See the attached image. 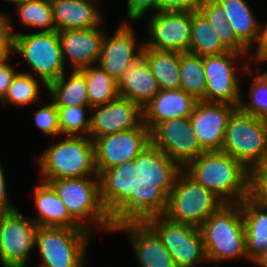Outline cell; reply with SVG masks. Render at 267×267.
<instances>
[{"label": "cell", "mask_w": 267, "mask_h": 267, "mask_svg": "<svg viewBox=\"0 0 267 267\" xmlns=\"http://www.w3.org/2000/svg\"><path fill=\"white\" fill-rule=\"evenodd\" d=\"M35 187L34 201L38 217L31 218L38 226L83 228L70 214L67 206L58 197L48 182Z\"/></svg>", "instance_id": "cb8c5ba5"}, {"label": "cell", "mask_w": 267, "mask_h": 267, "mask_svg": "<svg viewBox=\"0 0 267 267\" xmlns=\"http://www.w3.org/2000/svg\"><path fill=\"white\" fill-rule=\"evenodd\" d=\"M51 103L37 110L34 115L35 125L46 135H61L58 125V111L55 104Z\"/></svg>", "instance_id": "d590c367"}, {"label": "cell", "mask_w": 267, "mask_h": 267, "mask_svg": "<svg viewBox=\"0 0 267 267\" xmlns=\"http://www.w3.org/2000/svg\"><path fill=\"white\" fill-rule=\"evenodd\" d=\"M226 13L227 23L237 37L249 48L253 44L256 52L263 42L265 26L254 17L253 9L246 0H216Z\"/></svg>", "instance_id": "603a6c76"}, {"label": "cell", "mask_w": 267, "mask_h": 267, "mask_svg": "<svg viewBox=\"0 0 267 267\" xmlns=\"http://www.w3.org/2000/svg\"><path fill=\"white\" fill-rule=\"evenodd\" d=\"M202 0H160V11H197Z\"/></svg>", "instance_id": "60d3db41"}, {"label": "cell", "mask_w": 267, "mask_h": 267, "mask_svg": "<svg viewBox=\"0 0 267 267\" xmlns=\"http://www.w3.org/2000/svg\"><path fill=\"white\" fill-rule=\"evenodd\" d=\"M192 11H158L148 22L150 38L146 48L159 51L189 52L191 44Z\"/></svg>", "instance_id": "9a60e30c"}, {"label": "cell", "mask_w": 267, "mask_h": 267, "mask_svg": "<svg viewBox=\"0 0 267 267\" xmlns=\"http://www.w3.org/2000/svg\"><path fill=\"white\" fill-rule=\"evenodd\" d=\"M4 1H7V2H10V3H12L14 0H4Z\"/></svg>", "instance_id": "bcb514c9"}, {"label": "cell", "mask_w": 267, "mask_h": 267, "mask_svg": "<svg viewBox=\"0 0 267 267\" xmlns=\"http://www.w3.org/2000/svg\"><path fill=\"white\" fill-rule=\"evenodd\" d=\"M182 170L224 203H240L250 196L251 171L223 151H205Z\"/></svg>", "instance_id": "5b68a950"}, {"label": "cell", "mask_w": 267, "mask_h": 267, "mask_svg": "<svg viewBox=\"0 0 267 267\" xmlns=\"http://www.w3.org/2000/svg\"><path fill=\"white\" fill-rule=\"evenodd\" d=\"M264 34H267V23L265 24V32Z\"/></svg>", "instance_id": "f6af8a7d"}, {"label": "cell", "mask_w": 267, "mask_h": 267, "mask_svg": "<svg viewBox=\"0 0 267 267\" xmlns=\"http://www.w3.org/2000/svg\"><path fill=\"white\" fill-rule=\"evenodd\" d=\"M137 38L130 23L123 22L112 36L103 39L98 65L117 82L127 66L142 55L143 44L137 47Z\"/></svg>", "instance_id": "ac0fdd59"}, {"label": "cell", "mask_w": 267, "mask_h": 267, "mask_svg": "<svg viewBox=\"0 0 267 267\" xmlns=\"http://www.w3.org/2000/svg\"><path fill=\"white\" fill-rule=\"evenodd\" d=\"M249 261L267 249V206L248 196L240 202Z\"/></svg>", "instance_id": "d4e9b609"}, {"label": "cell", "mask_w": 267, "mask_h": 267, "mask_svg": "<svg viewBox=\"0 0 267 267\" xmlns=\"http://www.w3.org/2000/svg\"><path fill=\"white\" fill-rule=\"evenodd\" d=\"M10 56L0 59V102L4 99L17 72L8 62Z\"/></svg>", "instance_id": "ab89813d"}, {"label": "cell", "mask_w": 267, "mask_h": 267, "mask_svg": "<svg viewBox=\"0 0 267 267\" xmlns=\"http://www.w3.org/2000/svg\"><path fill=\"white\" fill-rule=\"evenodd\" d=\"M126 204L158 235L177 267L208 263L200 228L169 220L146 197L132 198Z\"/></svg>", "instance_id": "277c9868"}, {"label": "cell", "mask_w": 267, "mask_h": 267, "mask_svg": "<svg viewBox=\"0 0 267 267\" xmlns=\"http://www.w3.org/2000/svg\"><path fill=\"white\" fill-rule=\"evenodd\" d=\"M150 147L158 173L183 169L205 152L199 145L189 117L170 119L150 131Z\"/></svg>", "instance_id": "52a82bcc"}, {"label": "cell", "mask_w": 267, "mask_h": 267, "mask_svg": "<svg viewBox=\"0 0 267 267\" xmlns=\"http://www.w3.org/2000/svg\"><path fill=\"white\" fill-rule=\"evenodd\" d=\"M89 137L93 140L117 132L127 131L139 127L143 123V108L125 98L91 108Z\"/></svg>", "instance_id": "e0dca14e"}, {"label": "cell", "mask_w": 267, "mask_h": 267, "mask_svg": "<svg viewBox=\"0 0 267 267\" xmlns=\"http://www.w3.org/2000/svg\"><path fill=\"white\" fill-rule=\"evenodd\" d=\"M208 262L247 257L240 203H224L200 227Z\"/></svg>", "instance_id": "8992f818"}, {"label": "cell", "mask_w": 267, "mask_h": 267, "mask_svg": "<svg viewBox=\"0 0 267 267\" xmlns=\"http://www.w3.org/2000/svg\"><path fill=\"white\" fill-rule=\"evenodd\" d=\"M85 108L91 112L90 106L57 107L61 135L89 137L91 117L86 116Z\"/></svg>", "instance_id": "836d02e7"}, {"label": "cell", "mask_w": 267, "mask_h": 267, "mask_svg": "<svg viewBox=\"0 0 267 267\" xmlns=\"http://www.w3.org/2000/svg\"><path fill=\"white\" fill-rule=\"evenodd\" d=\"M236 106L197 101L189 117L193 133L204 151H221L229 115Z\"/></svg>", "instance_id": "2e32d148"}, {"label": "cell", "mask_w": 267, "mask_h": 267, "mask_svg": "<svg viewBox=\"0 0 267 267\" xmlns=\"http://www.w3.org/2000/svg\"><path fill=\"white\" fill-rule=\"evenodd\" d=\"M41 181L99 176L94 162L93 140L66 136L50 145L39 157Z\"/></svg>", "instance_id": "ba28073f"}, {"label": "cell", "mask_w": 267, "mask_h": 267, "mask_svg": "<svg viewBox=\"0 0 267 267\" xmlns=\"http://www.w3.org/2000/svg\"><path fill=\"white\" fill-rule=\"evenodd\" d=\"M254 61L256 63L267 61V34H264L261 47L254 53Z\"/></svg>", "instance_id": "7bdbcfd3"}, {"label": "cell", "mask_w": 267, "mask_h": 267, "mask_svg": "<svg viewBox=\"0 0 267 267\" xmlns=\"http://www.w3.org/2000/svg\"><path fill=\"white\" fill-rule=\"evenodd\" d=\"M91 233L85 228L38 226L35 245L41 265L38 267H85V253Z\"/></svg>", "instance_id": "30bf717a"}, {"label": "cell", "mask_w": 267, "mask_h": 267, "mask_svg": "<svg viewBox=\"0 0 267 267\" xmlns=\"http://www.w3.org/2000/svg\"><path fill=\"white\" fill-rule=\"evenodd\" d=\"M251 262L256 263L260 267H267V249L256 256Z\"/></svg>", "instance_id": "ee69618b"}, {"label": "cell", "mask_w": 267, "mask_h": 267, "mask_svg": "<svg viewBox=\"0 0 267 267\" xmlns=\"http://www.w3.org/2000/svg\"><path fill=\"white\" fill-rule=\"evenodd\" d=\"M12 33L13 54H20L28 62L45 87L65 72L57 31Z\"/></svg>", "instance_id": "8fae6325"}, {"label": "cell", "mask_w": 267, "mask_h": 267, "mask_svg": "<svg viewBox=\"0 0 267 267\" xmlns=\"http://www.w3.org/2000/svg\"><path fill=\"white\" fill-rule=\"evenodd\" d=\"M87 86L89 106L103 105L119 98L118 82L106 73L98 64L80 69Z\"/></svg>", "instance_id": "f546056e"}, {"label": "cell", "mask_w": 267, "mask_h": 267, "mask_svg": "<svg viewBox=\"0 0 267 267\" xmlns=\"http://www.w3.org/2000/svg\"><path fill=\"white\" fill-rule=\"evenodd\" d=\"M151 10L160 11V0H127V18L132 22Z\"/></svg>", "instance_id": "f35d334b"}, {"label": "cell", "mask_w": 267, "mask_h": 267, "mask_svg": "<svg viewBox=\"0 0 267 267\" xmlns=\"http://www.w3.org/2000/svg\"><path fill=\"white\" fill-rule=\"evenodd\" d=\"M65 73L47 85L51 101L56 107L89 106L84 74L80 70H72L67 80Z\"/></svg>", "instance_id": "484cf974"}, {"label": "cell", "mask_w": 267, "mask_h": 267, "mask_svg": "<svg viewBox=\"0 0 267 267\" xmlns=\"http://www.w3.org/2000/svg\"><path fill=\"white\" fill-rule=\"evenodd\" d=\"M197 100L182 89L160 90L143 107V123L151 131L170 119L190 117Z\"/></svg>", "instance_id": "ffe728a7"}, {"label": "cell", "mask_w": 267, "mask_h": 267, "mask_svg": "<svg viewBox=\"0 0 267 267\" xmlns=\"http://www.w3.org/2000/svg\"><path fill=\"white\" fill-rule=\"evenodd\" d=\"M160 90L180 89V53L146 48L142 52Z\"/></svg>", "instance_id": "4316f807"}, {"label": "cell", "mask_w": 267, "mask_h": 267, "mask_svg": "<svg viewBox=\"0 0 267 267\" xmlns=\"http://www.w3.org/2000/svg\"><path fill=\"white\" fill-rule=\"evenodd\" d=\"M243 57L245 56L234 51L203 56L206 79L205 102L228 103L236 107L239 106L243 98L239 89V79L236 76L237 67L235 65Z\"/></svg>", "instance_id": "5bb4252c"}, {"label": "cell", "mask_w": 267, "mask_h": 267, "mask_svg": "<svg viewBox=\"0 0 267 267\" xmlns=\"http://www.w3.org/2000/svg\"><path fill=\"white\" fill-rule=\"evenodd\" d=\"M113 231H125L140 267H177L158 235L126 204Z\"/></svg>", "instance_id": "7c38bea8"}, {"label": "cell", "mask_w": 267, "mask_h": 267, "mask_svg": "<svg viewBox=\"0 0 267 267\" xmlns=\"http://www.w3.org/2000/svg\"><path fill=\"white\" fill-rule=\"evenodd\" d=\"M97 174L126 202L145 197L158 171L150 147V131L139 127L93 139Z\"/></svg>", "instance_id": "6da1fadb"}, {"label": "cell", "mask_w": 267, "mask_h": 267, "mask_svg": "<svg viewBox=\"0 0 267 267\" xmlns=\"http://www.w3.org/2000/svg\"><path fill=\"white\" fill-rule=\"evenodd\" d=\"M22 25L40 29V32L55 31L53 9L50 0H14Z\"/></svg>", "instance_id": "1f68e13d"}, {"label": "cell", "mask_w": 267, "mask_h": 267, "mask_svg": "<svg viewBox=\"0 0 267 267\" xmlns=\"http://www.w3.org/2000/svg\"><path fill=\"white\" fill-rule=\"evenodd\" d=\"M38 225L17 209L0 213V262L3 267H26L35 247Z\"/></svg>", "instance_id": "4fadbf2b"}, {"label": "cell", "mask_w": 267, "mask_h": 267, "mask_svg": "<svg viewBox=\"0 0 267 267\" xmlns=\"http://www.w3.org/2000/svg\"><path fill=\"white\" fill-rule=\"evenodd\" d=\"M10 16L0 12V59L13 54V33Z\"/></svg>", "instance_id": "74e56055"}, {"label": "cell", "mask_w": 267, "mask_h": 267, "mask_svg": "<svg viewBox=\"0 0 267 267\" xmlns=\"http://www.w3.org/2000/svg\"><path fill=\"white\" fill-rule=\"evenodd\" d=\"M9 201L6 192V179L0 163V213H8L17 210V207Z\"/></svg>", "instance_id": "b9f144b4"}, {"label": "cell", "mask_w": 267, "mask_h": 267, "mask_svg": "<svg viewBox=\"0 0 267 267\" xmlns=\"http://www.w3.org/2000/svg\"><path fill=\"white\" fill-rule=\"evenodd\" d=\"M55 31L86 29L100 26L102 14L97 0H50Z\"/></svg>", "instance_id": "7402d4cb"}, {"label": "cell", "mask_w": 267, "mask_h": 267, "mask_svg": "<svg viewBox=\"0 0 267 267\" xmlns=\"http://www.w3.org/2000/svg\"><path fill=\"white\" fill-rule=\"evenodd\" d=\"M254 78V82L251 84L249 91L251 101L243 103L241 100L238 107L243 112L253 115L266 122L267 76L264 73H261L257 74V77Z\"/></svg>", "instance_id": "e575fe53"}, {"label": "cell", "mask_w": 267, "mask_h": 267, "mask_svg": "<svg viewBox=\"0 0 267 267\" xmlns=\"http://www.w3.org/2000/svg\"><path fill=\"white\" fill-rule=\"evenodd\" d=\"M100 28L103 27L96 26L58 32L61 54L65 65L68 59L72 70H80L98 63L106 34Z\"/></svg>", "instance_id": "d6986e66"}, {"label": "cell", "mask_w": 267, "mask_h": 267, "mask_svg": "<svg viewBox=\"0 0 267 267\" xmlns=\"http://www.w3.org/2000/svg\"><path fill=\"white\" fill-rule=\"evenodd\" d=\"M145 197L169 220L197 228L224 204L182 169L158 173Z\"/></svg>", "instance_id": "7a4b0ae2"}, {"label": "cell", "mask_w": 267, "mask_h": 267, "mask_svg": "<svg viewBox=\"0 0 267 267\" xmlns=\"http://www.w3.org/2000/svg\"><path fill=\"white\" fill-rule=\"evenodd\" d=\"M118 87L121 98L132 100L142 108L160 91L143 54L127 66Z\"/></svg>", "instance_id": "44dd1931"}, {"label": "cell", "mask_w": 267, "mask_h": 267, "mask_svg": "<svg viewBox=\"0 0 267 267\" xmlns=\"http://www.w3.org/2000/svg\"><path fill=\"white\" fill-rule=\"evenodd\" d=\"M191 44L189 53L205 56L219 55L229 51L223 44L205 16L199 11H192Z\"/></svg>", "instance_id": "f1b7e54d"}, {"label": "cell", "mask_w": 267, "mask_h": 267, "mask_svg": "<svg viewBox=\"0 0 267 267\" xmlns=\"http://www.w3.org/2000/svg\"><path fill=\"white\" fill-rule=\"evenodd\" d=\"M218 33L222 44L229 50L254 60V53L237 37L235 32L227 23L226 13L216 0H202L198 9ZM250 54V55H249ZM253 55V56H252Z\"/></svg>", "instance_id": "83f0119b"}, {"label": "cell", "mask_w": 267, "mask_h": 267, "mask_svg": "<svg viewBox=\"0 0 267 267\" xmlns=\"http://www.w3.org/2000/svg\"><path fill=\"white\" fill-rule=\"evenodd\" d=\"M91 178H64L47 182L67 206L69 214L83 228L91 233L93 226L114 232L116 216L126 201L100 176Z\"/></svg>", "instance_id": "3957f363"}, {"label": "cell", "mask_w": 267, "mask_h": 267, "mask_svg": "<svg viewBox=\"0 0 267 267\" xmlns=\"http://www.w3.org/2000/svg\"><path fill=\"white\" fill-rule=\"evenodd\" d=\"M180 89L197 101H205L206 79L203 56L189 52L180 53Z\"/></svg>", "instance_id": "4dcf8cb0"}, {"label": "cell", "mask_w": 267, "mask_h": 267, "mask_svg": "<svg viewBox=\"0 0 267 267\" xmlns=\"http://www.w3.org/2000/svg\"><path fill=\"white\" fill-rule=\"evenodd\" d=\"M221 151L249 171L267 162V122L236 107L229 115Z\"/></svg>", "instance_id": "9c48e42d"}, {"label": "cell", "mask_w": 267, "mask_h": 267, "mask_svg": "<svg viewBox=\"0 0 267 267\" xmlns=\"http://www.w3.org/2000/svg\"><path fill=\"white\" fill-rule=\"evenodd\" d=\"M250 196L267 206V162L251 171Z\"/></svg>", "instance_id": "8d00e7d4"}, {"label": "cell", "mask_w": 267, "mask_h": 267, "mask_svg": "<svg viewBox=\"0 0 267 267\" xmlns=\"http://www.w3.org/2000/svg\"><path fill=\"white\" fill-rule=\"evenodd\" d=\"M38 79L31 73L17 72L4 99L0 103L24 106L34 103L40 94Z\"/></svg>", "instance_id": "d6a6232c"}]
</instances>
